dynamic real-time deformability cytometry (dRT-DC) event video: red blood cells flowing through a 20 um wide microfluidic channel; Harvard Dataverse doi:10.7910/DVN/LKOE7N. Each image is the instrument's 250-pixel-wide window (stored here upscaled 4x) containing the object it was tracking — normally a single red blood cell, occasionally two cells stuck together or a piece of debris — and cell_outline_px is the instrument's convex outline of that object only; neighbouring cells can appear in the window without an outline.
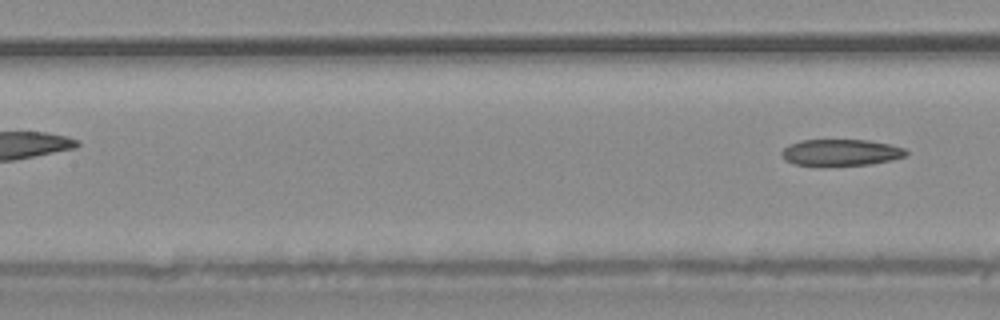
{"species": "common noctule bat (a hibernating species)", "species_latin": "Nyctalus noctula", "temperature_condition": "warm", "stored_images_in_passage": 7, "segment_of_instrument_passage": [2, 2], "camera_frame_rate_fps": 3000, "um_per_image_px": 0.085, "animal": {"sex": "male", "body_mass_g": 20.4}, "frame": {"image": 1, "passage_image": 7, "time_ms": 2.0, "image_size_px": [1000, 320], "cell_outline_px": [[908, 152], [904, 156], [892, 160], [872, 164], [824, 168], [820, 168], [796, 164], [784, 160], [780, 156], [780, 152], [788, 144], [800, 140], [868, 140], [892, 144], [904, 148]], "centroid_in_image_um": [71.41, 13.0], "position_along_channel_um": 136.0, "area_um2": 20.11}}